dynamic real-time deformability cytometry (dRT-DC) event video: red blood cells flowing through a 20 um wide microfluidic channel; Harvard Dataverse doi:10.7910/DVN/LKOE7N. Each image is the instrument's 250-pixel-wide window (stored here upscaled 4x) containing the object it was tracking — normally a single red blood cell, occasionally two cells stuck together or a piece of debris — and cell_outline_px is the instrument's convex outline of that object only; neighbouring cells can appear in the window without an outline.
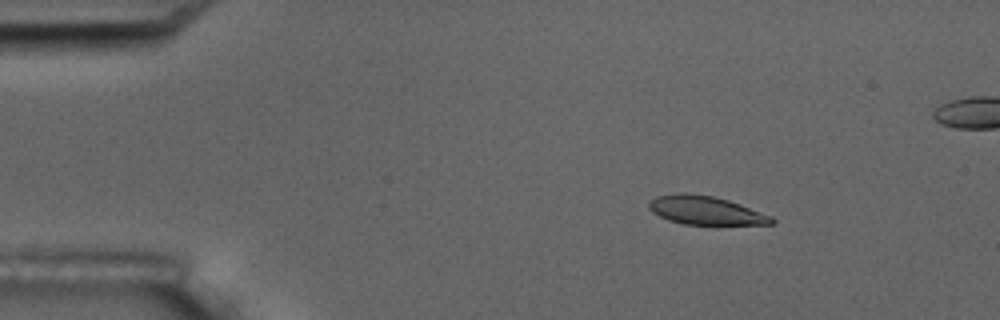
{"species": "common noctule bat (a hibernating species)", "species_latin": "Nyctalus noctula", "temperature_condition": "room temperature", "stored_images_in_passage": 4, "camera_frame_rate_fps": 3000, "um_per_image_px": 0.085, "animal": {"sex": "male", "body_mass_g": 17.5, "forearm_length_mm": 52.3}, "frame": {"image": 1, "passage_image": 1, "time_ms": 0.0, "image_size_px": [1000, 320], "cell_outline_px": [[776, 220], [772, 224], [684, 224], [668, 220], [652, 212], [648, 208], [648, 204], [656, 196], [676, 192], [684, 192], [712, 196], [728, 200], [740, 204], [772, 216]], "centroid_in_image_um": [59.95, 17.87], "position_along_channel_um": 25.1, "area_um2": 20.35}}